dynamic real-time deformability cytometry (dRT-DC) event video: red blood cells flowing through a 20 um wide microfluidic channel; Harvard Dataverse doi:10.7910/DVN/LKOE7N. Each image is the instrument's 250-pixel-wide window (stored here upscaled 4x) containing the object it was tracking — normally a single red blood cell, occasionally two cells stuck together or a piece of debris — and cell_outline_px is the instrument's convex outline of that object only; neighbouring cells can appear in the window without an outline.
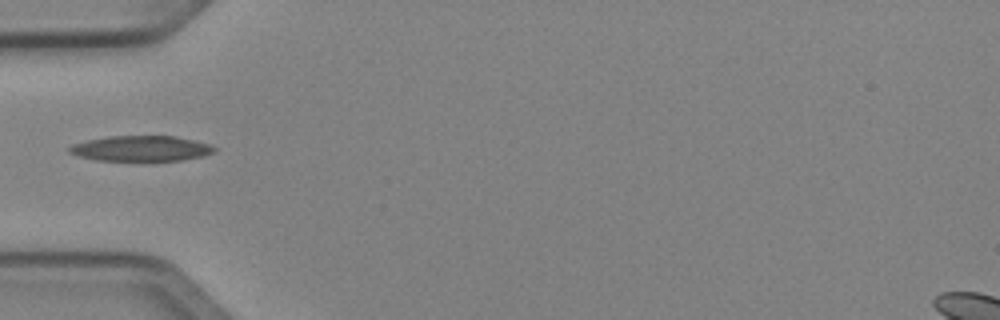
{"species": "Egyptian fruit bat (a non-hibernating species)", "species_latin": "Rousettus aegyptiacus", "temperature_condition": "cold", "stored_images_in_passage": 31, "camera_frame_rate_fps": 3000, "um_per_image_px": 0.085, "animal": {"sex": "female"}, "frame": {"image": 1, "passage_image": 1, "time_ms": 0.0, "image_size_px": [1000, 320], "cell_outline_px": [[216, 148], [212, 152], [204, 156], [180, 160], [148, 164], [96, 160], [80, 156], [68, 152], [68, 148], [72, 144], [88, 140], [108, 136], [176, 136], [208, 144]], "centroid_in_image_um": [11.96, 12.67], "position_along_channel_um": 73.0, "area_um2": 22.37}}
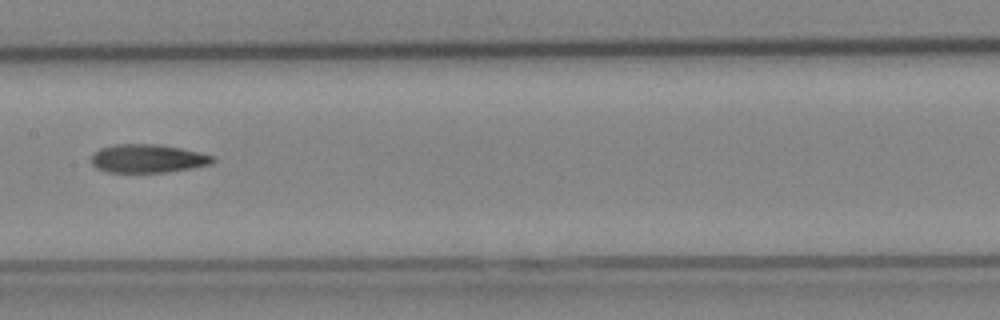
{"frame": {"image": 2, "passage_image": 10, "time_ms": 3.0, "image_size_px": [1000, 320], "cell_outline_px": [[216, 160], [212, 164], [192, 168], [164, 172], [108, 172], [96, 168], [92, 164], [92, 152], [100, 148], [116, 144], [160, 144], [200, 152], [216, 156]], "centroid_in_image_um": [12.58, 13.47], "position_along_channel_um": 194.8, "area_um2": 20.29}}